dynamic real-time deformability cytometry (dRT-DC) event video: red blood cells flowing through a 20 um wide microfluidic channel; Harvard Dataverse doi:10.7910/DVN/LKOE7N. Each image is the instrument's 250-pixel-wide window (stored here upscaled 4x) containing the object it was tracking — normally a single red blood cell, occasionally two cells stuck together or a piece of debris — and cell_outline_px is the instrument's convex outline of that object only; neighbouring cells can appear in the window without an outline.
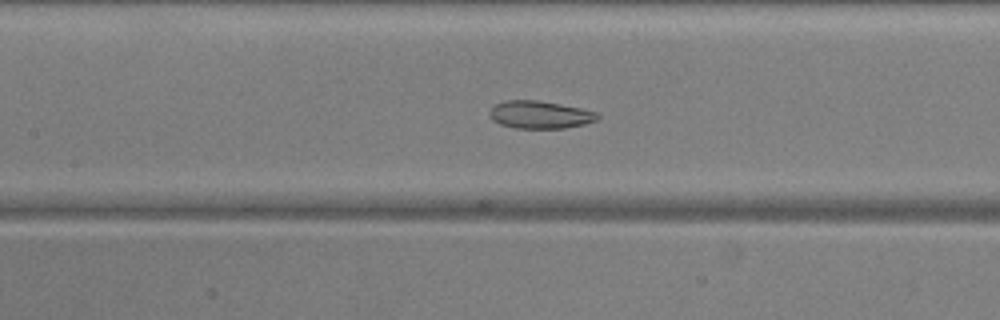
{"species": "common noctule bat (a hibernating species)", "species_latin": "Nyctalus noctula", "temperature_condition": "warm", "stored_images_in_passage": 23, "camera_frame_rate_fps": 3000, "um_per_image_px": 0.085, "animal": {"sex": "male", "body_mass_g": 20.5, "forearm_length_mm": 52.5}, "frame": {"image": 1, "passage_image": 23, "time_ms": 7.333, "image_size_px": [1000, 320], "cell_outline_px": [[600, 120], [584, 124], [564, 128], [516, 128], [500, 124], [492, 120], [488, 112], [496, 104], [504, 100], [536, 100], [560, 104], [580, 108], [596, 112], [600, 116]], "centroid_in_image_um": [45.9, 9.75], "position_along_channel_um": 161.5, "area_um2": 17.4}}